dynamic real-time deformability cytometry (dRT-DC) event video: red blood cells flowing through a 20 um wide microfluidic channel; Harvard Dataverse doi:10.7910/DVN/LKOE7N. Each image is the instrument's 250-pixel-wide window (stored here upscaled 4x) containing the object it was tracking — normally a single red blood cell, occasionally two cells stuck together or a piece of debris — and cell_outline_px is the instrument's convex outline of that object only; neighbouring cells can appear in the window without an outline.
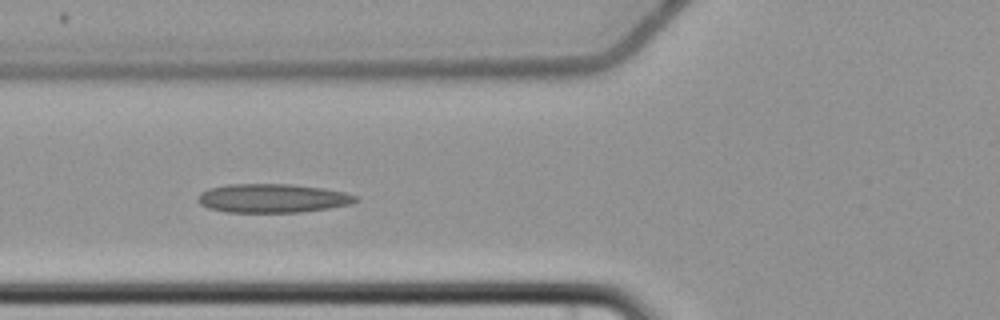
{"species": "common noctule bat (a hibernating species)", "species_latin": "Nyctalus noctula", "temperature_condition": "cold", "stored_images_in_passage": 9, "camera_frame_rate_fps": 3000, "um_per_image_px": 0.085, "animal": {"sex": "female", "body_mass_g": 22.7, "forearm_length_mm": 54.2}, "frame": {"image": 1, "passage_image": 6, "time_ms": 6.0, "image_size_px": [1000, 320], "cell_outline_px": [[360, 200], [352, 204], [328, 208], [300, 212], [228, 212], [208, 208], [200, 204], [196, 200], [196, 196], [200, 192], [208, 188], [228, 184], [292, 184], [324, 188], [344, 192], [356, 196]], "centroid_in_image_um": [23.14, 16.84], "position_along_channel_um": 102.7, "area_um2": 26.7}}
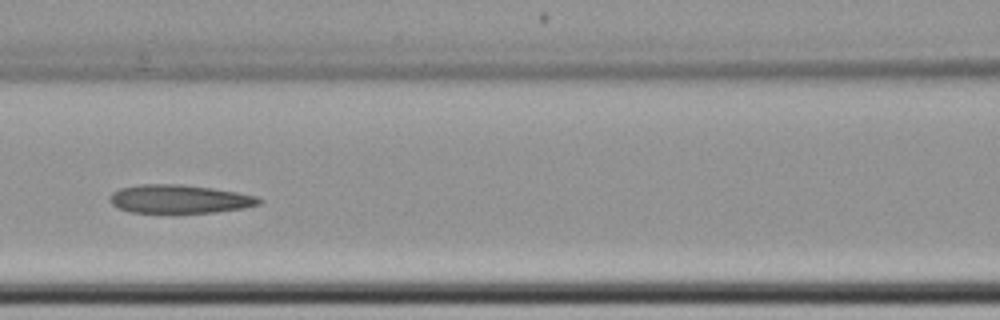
{"frame": {"image": 2, "passage_image": 7, "time_ms": 7.333, "image_size_px": [1000, 320], "cell_outline_px": [[264, 200], [260, 204], [244, 208], [216, 212], [172, 216], [132, 212], [120, 208], [112, 204], [108, 200], [108, 196], [112, 192], [120, 188], [140, 184], [180, 184], [212, 188], [236, 192], [256, 196]], "centroid_in_image_um": [15.22, 16.96], "position_along_channel_um": 151.4, "area_um2": 25.89}}
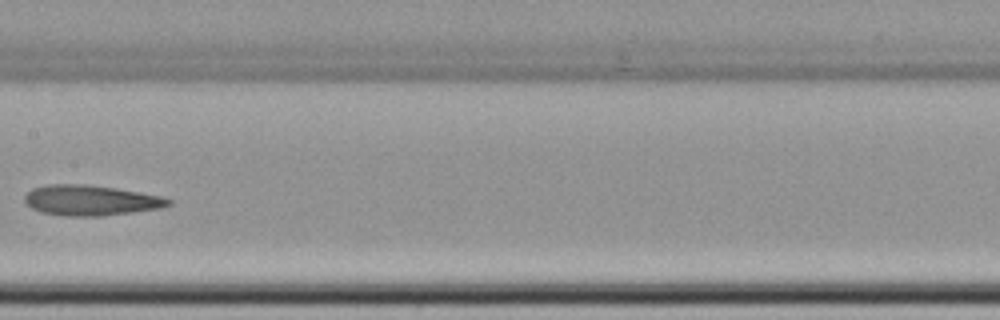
{"frame": {"image": 3, "passage_image": 8, "time_ms": 8.667, "image_size_px": [1000, 320], "cell_outline_px": [[172, 204], [160, 208], [132, 212], [100, 216], [64, 216], [40, 212], [32, 208], [24, 200], [24, 196], [32, 188], [48, 184], [84, 184], [116, 188], [140, 192], [160, 196], [172, 200]], "centroid_in_image_um": [7.69, 17.02], "position_along_channel_um": 199.7, "area_um2": 25.43}}